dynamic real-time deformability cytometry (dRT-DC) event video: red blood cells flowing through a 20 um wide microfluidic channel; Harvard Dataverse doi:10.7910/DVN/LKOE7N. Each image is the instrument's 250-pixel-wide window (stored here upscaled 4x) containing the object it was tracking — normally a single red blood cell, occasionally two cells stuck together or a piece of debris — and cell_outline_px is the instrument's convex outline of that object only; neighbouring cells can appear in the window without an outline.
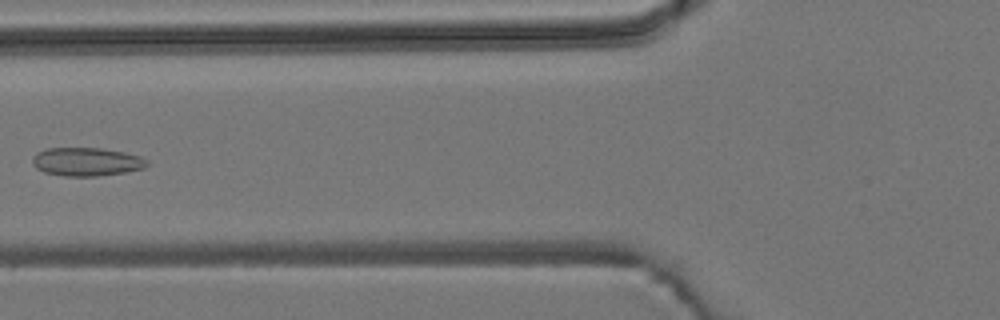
{"species": "common noctule bat (a hibernating species)", "species_latin": "Nyctalus noctula", "temperature_condition": "room temperature", "stored_images_in_passage": 7, "camera_frame_rate_fps": 3000, "um_per_image_px": 0.085, "animal": {"sex": "male", "body_mass_g": 19.2, "forearm_length_mm": 51.8}, "frame": {"image": 1, "passage_image": 6, "time_ms": 1.667, "image_size_px": [1000, 320], "cell_outline_px": [[148, 164], [144, 168], [124, 172], [96, 176], [64, 176], [44, 172], [36, 168], [32, 164], [32, 160], [36, 152], [48, 148], [100, 148], [124, 152], [140, 156], [148, 160]], "centroid_in_image_um": [7.34, 13.74], "position_along_channel_um": 118.5, "area_um2": 18.96}}
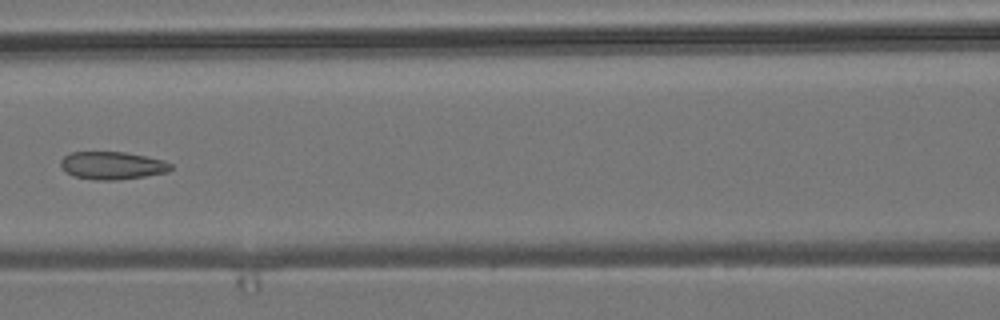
{"frame": {"image": 2, "passage_image": 7, "time_ms": 2.0, "image_size_px": [1000, 320], "cell_outline_px": [[172, 168], [168, 172], [144, 176], [116, 180], [96, 180], [72, 176], [60, 164], [60, 160], [64, 156], [72, 152], [124, 152], [164, 160], [172, 164]], "centroid_in_image_um": [9.55, 14.07], "position_along_channel_um": 157.0, "area_um2": 17.69}}